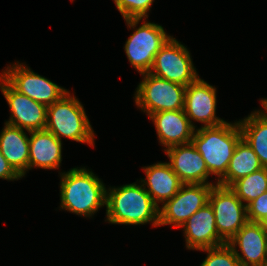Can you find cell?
<instances>
[{"mask_svg":"<svg viewBox=\"0 0 267 266\" xmlns=\"http://www.w3.org/2000/svg\"><path fill=\"white\" fill-rule=\"evenodd\" d=\"M157 205L140 183L106 190V220L111 224L159 226Z\"/></svg>","mask_w":267,"mask_h":266,"instance_id":"cell-1","label":"cell"},{"mask_svg":"<svg viewBox=\"0 0 267 266\" xmlns=\"http://www.w3.org/2000/svg\"><path fill=\"white\" fill-rule=\"evenodd\" d=\"M60 208L76 215L91 217L106 206L103 182L89 169L72 168L60 173Z\"/></svg>","mask_w":267,"mask_h":266,"instance_id":"cell-2","label":"cell"},{"mask_svg":"<svg viewBox=\"0 0 267 266\" xmlns=\"http://www.w3.org/2000/svg\"><path fill=\"white\" fill-rule=\"evenodd\" d=\"M242 138L238 121L196 129L192 143L204 159L209 174L219 181L226 173L236 144Z\"/></svg>","mask_w":267,"mask_h":266,"instance_id":"cell-3","label":"cell"},{"mask_svg":"<svg viewBox=\"0 0 267 266\" xmlns=\"http://www.w3.org/2000/svg\"><path fill=\"white\" fill-rule=\"evenodd\" d=\"M45 129L60 141H62L61 137H65L94 146L95 134L85 109L81 102L70 92L52 105L47 106Z\"/></svg>","mask_w":267,"mask_h":266,"instance_id":"cell-4","label":"cell"},{"mask_svg":"<svg viewBox=\"0 0 267 266\" xmlns=\"http://www.w3.org/2000/svg\"><path fill=\"white\" fill-rule=\"evenodd\" d=\"M141 18L125 19L129 28L134 32L128 37L124 50L130 64L140 74L151 70L155 55L171 37L167 35L162 25L146 22L136 28Z\"/></svg>","mask_w":267,"mask_h":266,"instance_id":"cell-5","label":"cell"},{"mask_svg":"<svg viewBox=\"0 0 267 266\" xmlns=\"http://www.w3.org/2000/svg\"><path fill=\"white\" fill-rule=\"evenodd\" d=\"M135 92V103L149 116L160 111L184 109L186 86L170 82L149 72L142 73Z\"/></svg>","mask_w":267,"mask_h":266,"instance_id":"cell-6","label":"cell"},{"mask_svg":"<svg viewBox=\"0 0 267 266\" xmlns=\"http://www.w3.org/2000/svg\"><path fill=\"white\" fill-rule=\"evenodd\" d=\"M191 58L188 49L171 36L155 55L149 73L188 86L199 78Z\"/></svg>","mask_w":267,"mask_h":266,"instance_id":"cell-7","label":"cell"},{"mask_svg":"<svg viewBox=\"0 0 267 266\" xmlns=\"http://www.w3.org/2000/svg\"><path fill=\"white\" fill-rule=\"evenodd\" d=\"M208 203L214 212L218 234L228 243L248 222L247 206L230 187L217 183L210 191Z\"/></svg>","mask_w":267,"mask_h":266,"instance_id":"cell-8","label":"cell"},{"mask_svg":"<svg viewBox=\"0 0 267 266\" xmlns=\"http://www.w3.org/2000/svg\"><path fill=\"white\" fill-rule=\"evenodd\" d=\"M213 185L183 184L179 191L159 208V226L180 228L195 212L209 201Z\"/></svg>","mask_w":267,"mask_h":266,"instance_id":"cell-9","label":"cell"},{"mask_svg":"<svg viewBox=\"0 0 267 266\" xmlns=\"http://www.w3.org/2000/svg\"><path fill=\"white\" fill-rule=\"evenodd\" d=\"M22 64L24 63H14L1 74L20 93L38 103L50 106L69 92Z\"/></svg>","mask_w":267,"mask_h":266,"instance_id":"cell-10","label":"cell"},{"mask_svg":"<svg viewBox=\"0 0 267 266\" xmlns=\"http://www.w3.org/2000/svg\"><path fill=\"white\" fill-rule=\"evenodd\" d=\"M0 89L10 108L6 124L26 131L43 130L47 123V106L17 91L2 75Z\"/></svg>","mask_w":267,"mask_h":266,"instance_id":"cell-11","label":"cell"},{"mask_svg":"<svg viewBox=\"0 0 267 266\" xmlns=\"http://www.w3.org/2000/svg\"><path fill=\"white\" fill-rule=\"evenodd\" d=\"M216 88L209 85L200 77L186 86L184 112L188 117L191 125L194 121L203 123L204 127L217 126L226 121L216 117Z\"/></svg>","mask_w":267,"mask_h":266,"instance_id":"cell-12","label":"cell"},{"mask_svg":"<svg viewBox=\"0 0 267 266\" xmlns=\"http://www.w3.org/2000/svg\"><path fill=\"white\" fill-rule=\"evenodd\" d=\"M173 172L183 184H209L206 163L192 142L164 149Z\"/></svg>","mask_w":267,"mask_h":266,"instance_id":"cell-13","label":"cell"},{"mask_svg":"<svg viewBox=\"0 0 267 266\" xmlns=\"http://www.w3.org/2000/svg\"><path fill=\"white\" fill-rule=\"evenodd\" d=\"M267 232L259 223L247 222L227 243L235 252L241 266L266 264ZM240 249L241 253L236 249Z\"/></svg>","mask_w":267,"mask_h":266,"instance_id":"cell-14","label":"cell"},{"mask_svg":"<svg viewBox=\"0 0 267 266\" xmlns=\"http://www.w3.org/2000/svg\"><path fill=\"white\" fill-rule=\"evenodd\" d=\"M180 228L184 230L186 248L199 250L226 242L219 236L216 219L209 203L195 212Z\"/></svg>","mask_w":267,"mask_h":266,"instance_id":"cell-15","label":"cell"},{"mask_svg":"<svg viewBox=\"0 0 267 266\" xmlns=\"http://www.w3.org/2000/svg\"><path fill=\"white\" fill-rule=\"evenodd\" d=\"M149 118L155 125L159 143L165 149L192 141L195 128L183 109L160 111L149 115Z\"/></svg>","mask_w":267,"mask_h":266,"instance_id":"cell-16","label":"cell"},{"mask_svg":"<svg viewBox=\"0 0 267 266\" xmlns=\"http://www.w3.org/2000/svg\"><path fill=\"white\" fill-rule=\"evenodd\" d=\"M29 138V170L58 169L62 161V141L50 131L34 130L28 132Z\"/></svg>","mask_w":267,"mask_h":266,"instance_id":"cell-17","label":"cell"},{"mask_svg":"<svg viewBox=\"0 0 267 266\" xmlns=\"http://www.w3.org/2000/svg\"><path fill=\"white\" fill-rule=\"evenodd\" d=\"M143 170L146 174V179L141 178L138 183L145 187L157 205L171 199L183 185L179 177L173 172L171 165L167 162L144 166Z\"/></svg>","mask_w":267,"mask_h":266,"instance_id":"cell-18","label":"cell"},{"mask_svg":"<svg viewBox=\"0 0 267 266\" xmlns=\"http://www.w3.org/2000/svg\"><path fill=\"white\" fill-rule=\"evenodd\" d=\"M24 130L5 123L0 133V152L21 177L29 170V137Z\"/></svg>","mask_w":267,"mask_h":266,"instance_id":"cell-19","label":"cell"},{"mask_svg":"<svg viewBox=\"0 0 267 266\" xmlns=\"http://www.w3.org/2000/svg\"><path fill=\"white\" fill-rule=\"evenodd\" d=\"M263 168L253 149L241 138L236 144L225 175L217 184L230 187L235 181Z\"/></svg>","mask_w":267,"mask_h":266,"instance_id":"cell-20","label":"cell"},{"mask_svg":"<svg viewBox=\"0 0 267 266\" xmlns=\"http://www.w3.org/2000/svg\"><path fill=\"white\" fill-rule=\"evenodd\" d=\"M238 123L242 138L253 149L262 166L267 168V123L255 112Z\"/></svg>","mask_w":267,"mask_h":266,"instance_id":"cell-21","label":"cell"},{"mask_svg":"<svg viewBox=\"0 0 267 266\" xmlns=\"http://www.w3.org/2000/svg\"><path fill=\"white\" fill-rule=\"evenodd\" d=\"M230 188L243 203L246 202L247 206L267 191V168L263 167L235 181Z\"/></svg>","mask_w":267,"mask_h":266,"instance_id":"cell-22","label":"cell"},{"mask_svg":"<svg viewBox=\"0 0 267 266\" xmlns=\"http://www.w3.org/2000/svg\"><path fill=\"white\" fill-rule=\"evenodd\" d=\"M200 250L208 254L200 266H241L235 252L227 243Z\"/></svg>","mask_w":267,"mask_h":266,"instance_id":"cell-23","label":"cell"},{"mask_svg":"<svg viewBox=\"0 0 267 266\" xmlns=\"http://www.w3.org/2000/svg\"><path fill=\"white\" fill-rule=\"evenodd\" d=\"M124 19L148 18V11L154 0H113Z\"/></svg>","mask_w":267,"mask_h":266,"instance_id":"cell-24","label":"cell"},{"mask_svg":"<svg viewBox=\"0 0 267 266\" xmlns=\"http://www.w3.org/2000/svg\"><path fill=\"white\" fill-rule=\"evenodd\" d=\"M267 215V191L247 205L249 222L259 223Z\"/></svg>","mask_w":267,"mask_h":266,"instance_id":"cell-25","label":"cell"},{"mask_svg":"<svg viewBox=\"0 0 267 266\" xmlns=\"http://www.w3.org/2000/svg\"><path fill=\"white\" fill-rule=\"evenodd\" d=\"M22 178L8 163L5 157L0 152V179L18 180Z\"/></svg>","mask_w":267,"mask_h":266,"instance_id":"cell-26","label":"cell"},{"mask_svg":"<svg viewBox=\"0 0 267 266\" xmlns=\"http://www.w3.org/2000/svg\"><path fill=\"white\" fill-rule=\"evenodd\" d=\"M264 110H255L254 112L267 123V98L260 100Z\"/></svg>","mask_w":267,"mask_h":266,"instance_id":"cell-27","label":"cell"},{"mask_svg":"<svg viewBox=\"0 0 267 266\" xmlns=\"http://www.w3.org/2000/svg\"><path fill=\"white\" fill-rule=\"evenodd\" d=\"M259 224L267 232V215L259 222Z\"/></svg>","mask_w":267,"mask_h":266,"instance_id":"cell-28","label":"cell"},{"mask_svg":"<svg viewBox=\"0 0 267 266\" xmlns=\"http://www.w3.org/2000/svg\"><path fill=\"white\" fill-rule=\"evenodd\" d=\"M266 264H267V243H266Z\"/></svg>","mask_w":267,"mask_h":266,"instance_id":"cell-29","label":"cell"}]
</instances>
